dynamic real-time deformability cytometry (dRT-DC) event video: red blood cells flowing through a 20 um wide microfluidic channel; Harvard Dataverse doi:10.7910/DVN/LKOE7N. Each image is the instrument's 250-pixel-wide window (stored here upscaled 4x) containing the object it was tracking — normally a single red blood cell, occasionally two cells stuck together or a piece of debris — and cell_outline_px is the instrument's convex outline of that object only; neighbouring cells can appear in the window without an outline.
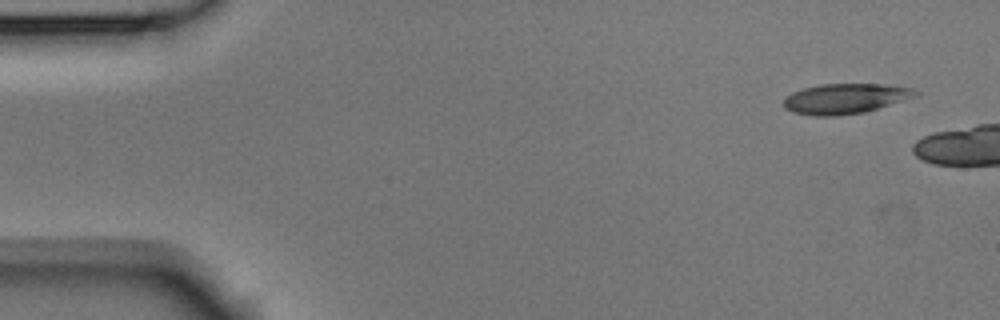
{"species": "Egyptian fruit bat (a non-hibernating species)", "species_latin": "Rousettus aegyptiacus", "temperature_condition": "room temperature", "stored_images_in_passage": 3, "camera_frame_rate_fps": 3000, "um_per_image_px": 0.085, "animal": {"sex": "male"}, "frame": {"image": 1, "passage_image": 1, "time_ms": 0.0, "image_size_px": [1000, 320], "cell_outline_px": [[920, 92], [916, 96], [864, 112], [836, 116], [816, 116], [796, 112], [784, 108], [784, 100], [792, 92], [804, 88], [820, 84], [884, 84], [912, 88]], "centroid_in_image_um": [71.85, 8.37], "position_along_channel_um": 13.1, "area_um2": 22.89}}